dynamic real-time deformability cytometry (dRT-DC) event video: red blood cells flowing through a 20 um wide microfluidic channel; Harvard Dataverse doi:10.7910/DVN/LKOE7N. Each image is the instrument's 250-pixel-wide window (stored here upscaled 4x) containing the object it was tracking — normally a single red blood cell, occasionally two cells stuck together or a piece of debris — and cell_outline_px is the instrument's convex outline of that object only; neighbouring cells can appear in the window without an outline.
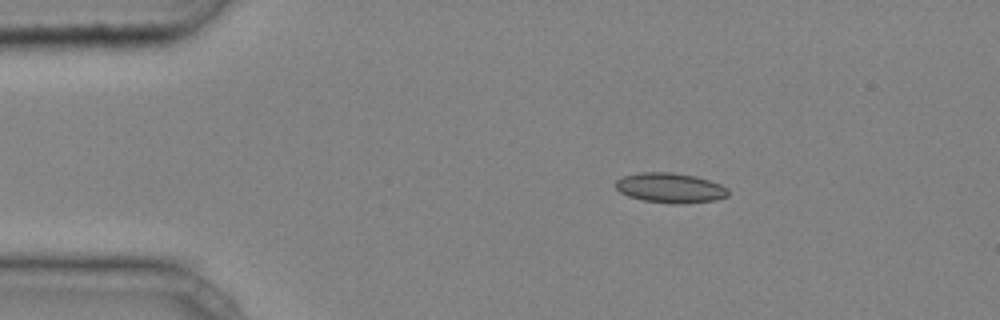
{"species": "common noctule bat (a hibernating species)", "species_latin": "Nyctalus noctula", "temperature_condition": "cold", "stored_images_in_passage": 44, "camera_frame_rate_fps": 3000, "um_per_image_px": 0.085, "animal": {"sex": "male", "body_mass_g": 20.4}, "frame": {"image": 1, "passage_image": 7, "time_ms": 2.0, "image_size_px": [1000, 320], "cell_outline_px": [[728, 196], [716, 200], [680, 204], [672, 204], [644, 200], [628, 196], [620, 192], [616, 188], [616, 180], [624, 176], [640, 172], [672, 172], [696, 176], [720, 184], [728, 188]], "centroid_in_image_um": [56.98, 15.97], "position_along_channel_um": 28.0, "area_um2": 19.65}}
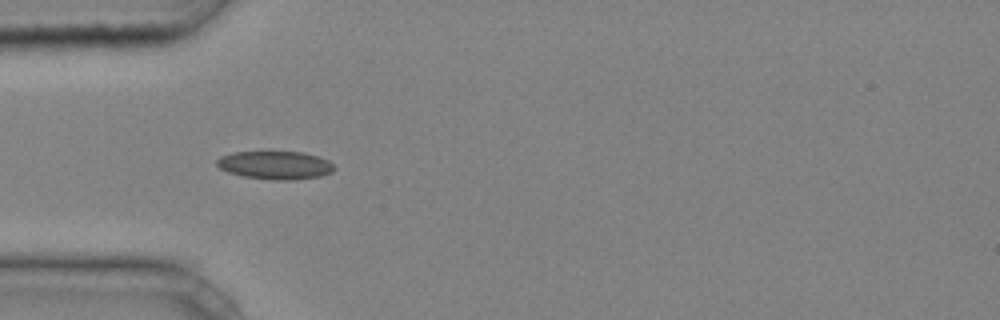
{"frame": {"image": 2, "passage_image": 13, "time_ms": 4.0, "image_size_px": [1000, 320], "cell_outline_px": [[336, 168], [332, 172], [320, 176], [296, 180], [276, 180], [244, 176], [228, 172], [220, 168], [216, 164], [216, 160], [220, 156], [232, 152], [304, 152], [328, 160]], "centroid_in_image_um": [23.4, 14.04], "position_along_channel_um": 61.6, "area_um2": 19.25}}
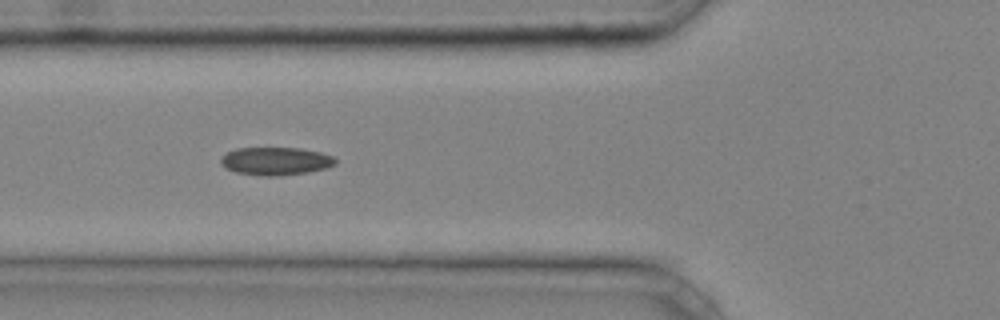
{"frame": {"image": 3, "passage_image": 16, "time_ms": 5.0, "image_size_px": [1000, 320], "cell_outline_px": [[336, 164], [328, 168], [308, 172], [276, 176], [264, 176], [236, 172], [224, 168], [220, 164], [220, 160], [228, 152], [236, 148], [300, 148], [320, 152], [332, 156], [336, 160]], "centroid_in_image_um": [23.44, 13.7], "position_along_channel_um": 102.4, "area_um2": 18.67}, "authors_computed_cell_mechanics": {"area_um2": 18.2359, "velocity_mm_per_s": 4.2485, "shape_relaxation_time_tau1_ms": null, "shape_relaxation_time_tau2_ms": 2.7876, "deformation_change_tau1": null, "deformation_change_tau2": 0.0798}}